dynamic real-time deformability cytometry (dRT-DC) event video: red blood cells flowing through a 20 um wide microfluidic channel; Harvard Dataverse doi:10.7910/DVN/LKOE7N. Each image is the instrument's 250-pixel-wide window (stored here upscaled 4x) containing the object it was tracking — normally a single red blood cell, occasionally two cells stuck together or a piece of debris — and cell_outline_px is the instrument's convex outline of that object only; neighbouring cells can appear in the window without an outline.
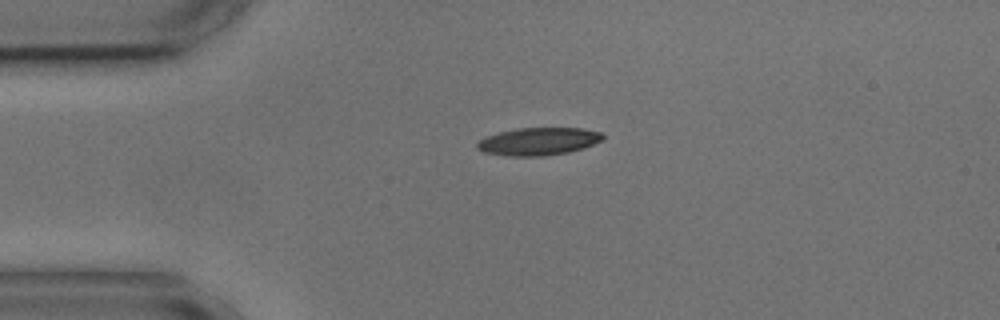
{"species": "common noctule bat (a hibernating species)", "species_latin": "Nyctalus noctula", "temperature_condition": "cold", "stored_images_in_passage": 2, "camera_frame_rate_fps": 3000, "um_per_image_px": 0.085, "animal": {"sex": "male", "body_mass_g": 17.9, "forearm_length_mm": 54.2}, "frame": {"image": 1, "passage_image": 1, "time_ms": 0.0, "image_size_px": [1000, 320], "cell_outline_px": [[604, 140], [568, 152], [544, 156], [508, 156], [484, 152], [476, 148], [476, 144], [484, 136], [516, 128], [580, 128], [600, 132], [604, 136]], "centroid_in_image_um": [45.73, 12.02], "position_along_channel_um": 39.3, "area_um2": 20.17}}